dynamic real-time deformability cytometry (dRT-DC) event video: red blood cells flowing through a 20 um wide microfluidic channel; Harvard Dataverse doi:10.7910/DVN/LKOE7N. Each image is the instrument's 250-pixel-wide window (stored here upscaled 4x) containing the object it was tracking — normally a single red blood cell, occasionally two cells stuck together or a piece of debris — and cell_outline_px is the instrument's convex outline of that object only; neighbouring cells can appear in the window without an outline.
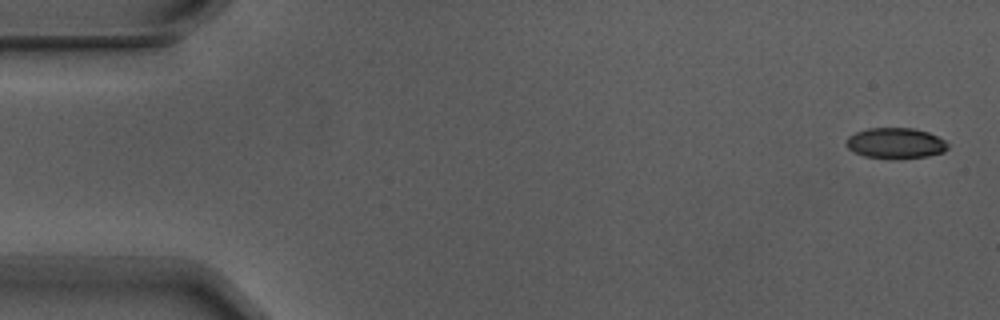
{"species": "Egyptian fruit bat (a non-hibernating species)", "species_latin": "Rousettus aegyptiacus", "temperature_condition": "warm", "stored_images_in_passage": 4, "camera_frame_rate_fps": 3000, "um_per_image_px": 0.085, "animal": {"sex": "male"}, "frame": {"image": 1, "passage_image": 1, "time_ms": 0.0, "image_size_px": [1000, 320], "cell_outline_px": [[948, 148], [944, 152], [928, 156], [900, 160], [864, 156], [852, 152], [844, 144], [844, 140], [848, 136], [856, 132], [868, 128], [912, 128], [928, 132], [944, 140], [948, 144]], "centroid_in_image_um": [76.08, 12.19], "position_along_channel_um": 8.9, "area_um2": 18.55}}
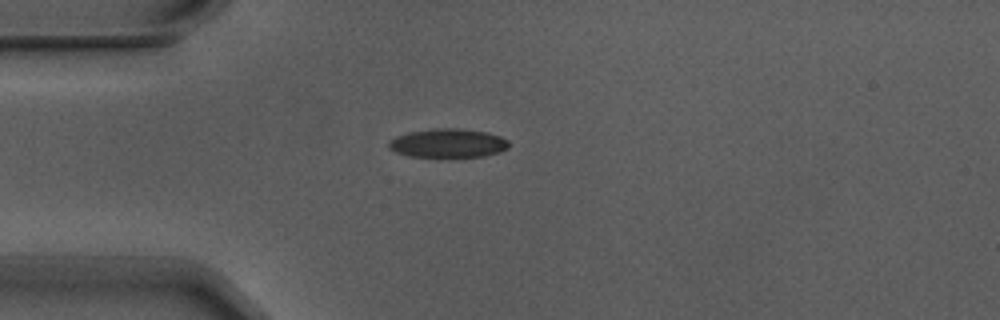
{"frame": {"image": 2, "passage_image": 4, "time_ms": 1.0, "image_size_px": [1000, 320], "cell_outline_px": [[508, 148], [500, 152], [484, 156], [408, 156], [396, 152], [388, 148], [388, 144], [396, 136], [408, 132], [436, 128], [456, 128], [488, 132], [500, 136], [508, 140]], "centroid_in_image_um": [38.09, 12.16], "position_along_channel_um": 46.9, "area_um2": 20.0}}